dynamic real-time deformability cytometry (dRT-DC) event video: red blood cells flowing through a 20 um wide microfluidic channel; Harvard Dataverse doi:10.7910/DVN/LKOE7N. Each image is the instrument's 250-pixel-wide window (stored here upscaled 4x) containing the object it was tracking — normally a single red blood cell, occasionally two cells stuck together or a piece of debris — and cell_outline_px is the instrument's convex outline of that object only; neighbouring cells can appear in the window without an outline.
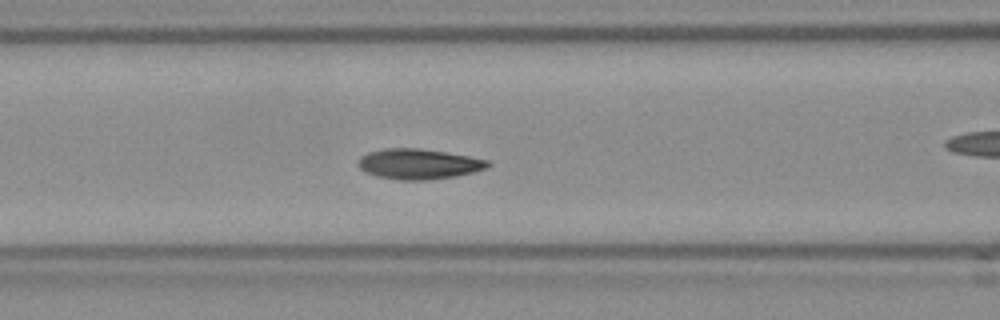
{"species": "Egyptian fruit bat (a non-hibernating species)", "species_latin": "Rousettus aegyptiacus", "temperature_condition": "room temperature", "stored_images_in_passage": 42, "camera_frame_rate_fps": 3000, "um_per_image_px": 0.085, "frame": {"image": 1, "passage_image": 13, "time_ms": 4.0, "image_size_px": [1000, 320], "cell_outline_px": [[492, 164], [484, 168], [472, 172], [452, 176], [424, 180], [400, 180], [376, 176], [360, 168], [356, 164], [360, 156], [368, 152], [384, 148], [420, 148], [468, 156], [488, 160]], "centroid_in_image_um": [35.53, 13.92], "position_along_channel_um": 131.1, "area_um2": 22.66}, "authors_computed_cell_mechanics": {"area_um2": 22.253, "velocity_mm_per_s": 3.7909, "shape_relaxation_time_tau1_ms": 2.8657, "shape_relaxation_time_tau2_ms": 1.3333, "deformation_change_tau1": 0.1099, "deformation_change_tau2": 0.052}}